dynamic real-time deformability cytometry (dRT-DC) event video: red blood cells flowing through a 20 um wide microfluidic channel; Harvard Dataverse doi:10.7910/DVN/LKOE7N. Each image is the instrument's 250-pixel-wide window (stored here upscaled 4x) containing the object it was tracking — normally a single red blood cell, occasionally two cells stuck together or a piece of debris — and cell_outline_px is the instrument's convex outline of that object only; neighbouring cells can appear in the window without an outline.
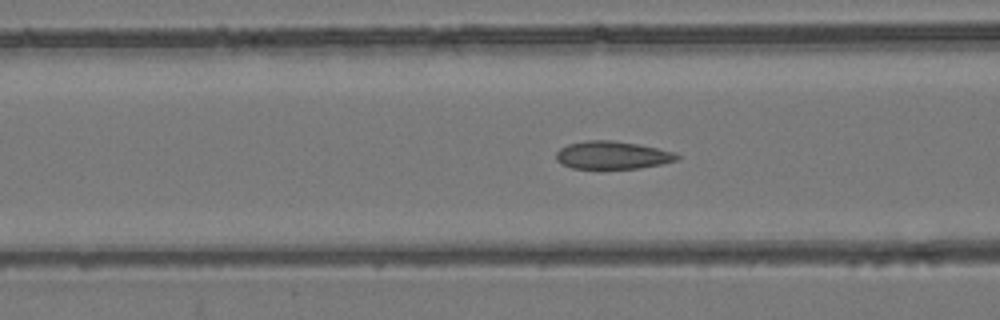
{"species": "common noctule bat (a hibernating species)", "species_latin": "Nyctalus noctula", "temperature_condition": "room temperature", "stored_images_in_passage": 42, "camera_frame_rate_fps": 3000, "um_per_image_px": 0.085, "animal": {"sex": "female", "body_mass_g": 24.6, "forearm_length_mm": 56.2}, "frame": {"image": 1, "passage_image": 14, "time_ms": 4.333, "image_size_px": [1000, 320], "cell_outline_px": [[680, 160], [640, 168], [572, 168], [560, 164], [556, 160], [556, 152], [560, 148], [568, 144], [584, 140], [612, 140], [640, 144], [676, 152], [680, 156]], "centroid_in_image_um": [52.06, 13.18], "position_along_channel_um": 114.5, "area_um2": 19.83}}
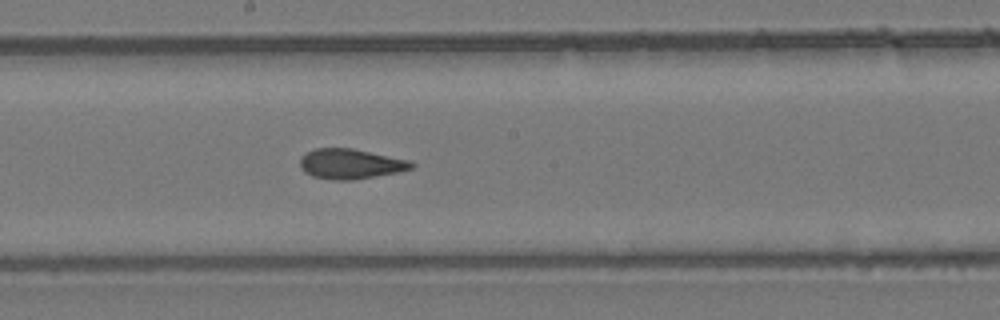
{"frame": {"image": 2, "passage_image": 22, "time_ms": 7.0, "image_size_px": [1000, 320], "cell_outline_px": [[416, 164], [412, 168], [396, 172], [352, 180], [332, 180], [312, 176], [304, 172], [300, 168], [300, 156], [316, 148], [352, 148], [412, 160]], "centroid_in_image_um": [29.79, 13.92], "position_along_channel_um": 218.4, "area_um2": 19.59}}
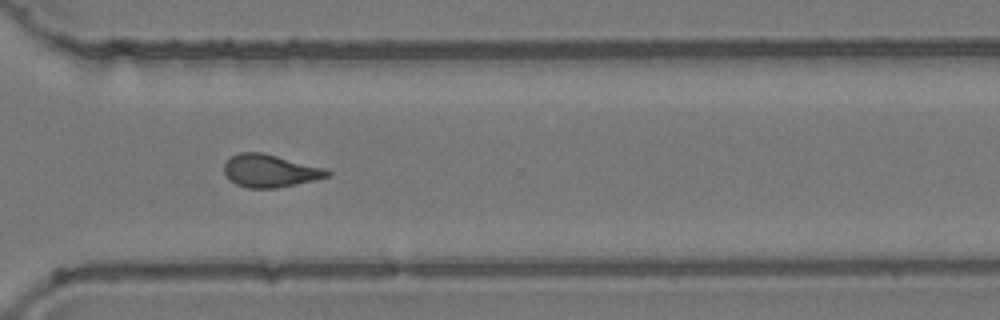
{"frame": {"image": 3, "passage_image": 32, "time_ms": 10.333, "image_size_px": [1000, 320], "cell_outline_px": [[332, 172], [328, 176], [316, 180], [276, 188], [248, 188], [236, 184], [228, 180], [224, 172], [224, 164], [232, 156], [240, 152], [264, 152], [324, 168]], "centroid_in_image_um": [22.93, 14.52], "position_along_channel_um": 347.7, "area_um2": 19.71}, "authors_computed_cell_mechanics": {"area_um2": 19.7965, "velocity_mm_per_s": 3.8843, "shape_relaxation_time_tau1_ms": null, "shape_relaxation_time_tau2_ms": 1.6644, "deformation_change_tau1": null, "deformation_change_tau2": 0.0825}}